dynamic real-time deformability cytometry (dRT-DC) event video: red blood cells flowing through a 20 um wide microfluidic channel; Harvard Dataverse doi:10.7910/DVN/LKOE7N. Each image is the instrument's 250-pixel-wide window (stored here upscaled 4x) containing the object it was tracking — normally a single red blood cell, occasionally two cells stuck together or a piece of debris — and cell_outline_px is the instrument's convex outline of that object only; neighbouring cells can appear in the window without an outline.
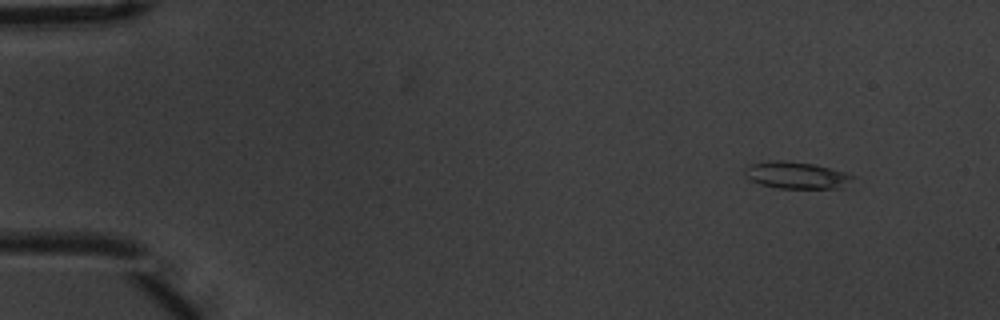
{"species": "common noctule bat (a hibernating species)", "species_latin": "Nyctalus noctula", "temperature_condition": "warm", "stored_images_in_passage": 6, "camera_frame_rate_fps": 3000, "um_per_image_px": 0.085, "animal": {"sex": "male", "body_mass_g": 20.1, "forearm_length_mm": 53.5}, "frame": {"image": 1, "passage_image": 1, "time_ms": 0.0, "image_size_px": [1000, 320], "cell_outline_px": [[856, 176], [840, 188], [776, 188], [760, 184], [744, 176], [744, 168], [752, 164], [772, 160], [788, 160], [816, 164], [844, 172]], "centroid_in_image_um": [67.66, 14.88], "position_along_channel_um": 17.3, "area_um2": 16.94}}
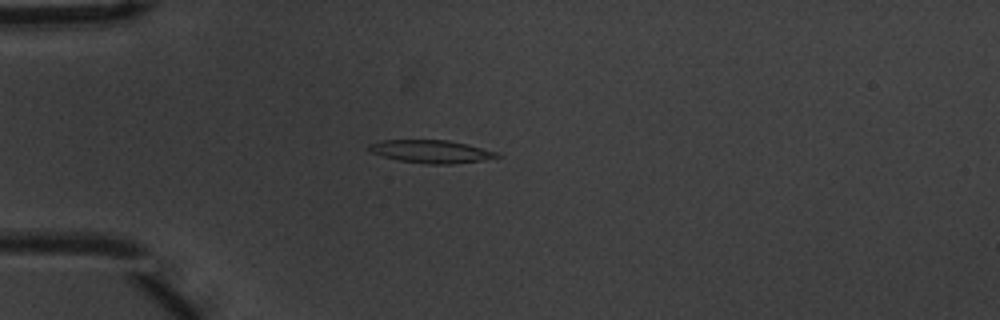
{"frame": {"image": 2, "passage_image": 3, "time_ms": 0.667, "image_size_px": [1000, 320], "cell_outline_px": [[500, 156], [480, 160], [452, 164], [428, 164], [400, 160], [384, 156], [372, 152], [368, 148], [368, 144], [380, 140], [448, 140], [468, 144], [496, 152]], "centroid_in_image_um": [36.61, 12.86], "position_along_channel_um": 48.4, "area_um2": 16.76}}
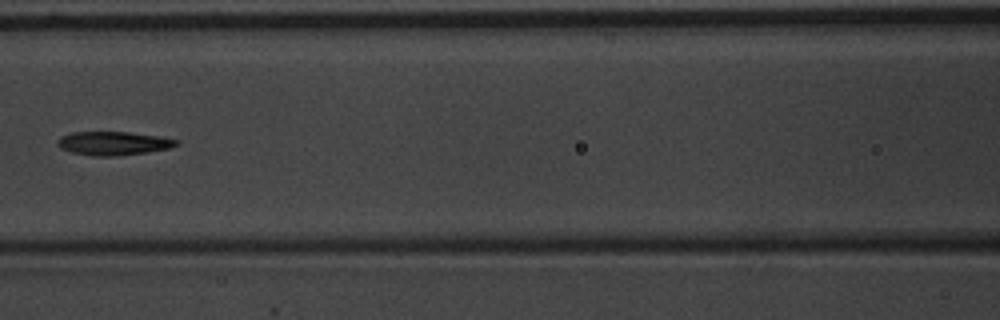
{"frame": {"image": 3, "passage_image": 6, "time_ms": 1.667, "image_size_px": [1000, 320], "cell_outline_px": [[180, 144], [168, 148], [148, 152], [116, 156], [92, 156], [72, 152], [60, 148], [56, 144], [56, 140], [60, 136], [72, 132], [128, 132], [160, 136], [180, 140]], "centroid_in_image_um": [9.63, 12.18], "position_along_channel_um": 157.0, "area_um2": 16.53}}